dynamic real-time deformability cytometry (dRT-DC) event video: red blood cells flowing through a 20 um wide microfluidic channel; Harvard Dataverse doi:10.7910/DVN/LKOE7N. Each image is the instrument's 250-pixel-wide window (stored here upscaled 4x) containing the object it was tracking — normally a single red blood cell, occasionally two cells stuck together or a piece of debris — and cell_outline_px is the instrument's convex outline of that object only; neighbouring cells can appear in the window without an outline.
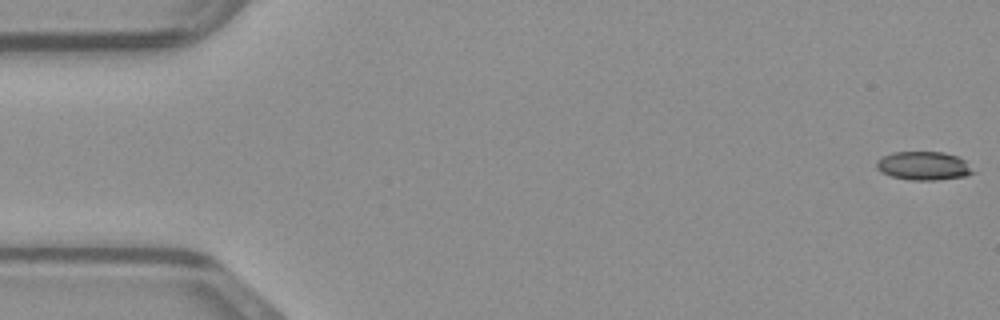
{"species": "common noctule bat (a hibernating species)", "species_latin": "Nyctalus noctula", "temperature_condition": "warm", "stored_images_in_passage": 48, "camera_frame_rate_fps": 3000, "um_per_image_px": 0.085, "animal": {"sex": "male", "body_mass_g": 23.1, "forearm_length_mm": 52.7}, "frame": {"image": 1, "passage_image": 1, "time_ms": 0.0, "image_size_px": [1000, 320], "cell_outline_px": [[976, 172], [964, 176], [932, 180], [912, 180], [892, 176], [880, 172], [876, 168], [876, 160], [892, 152], [944, 152], [956, 156], [964, 160]], "centroid_in_image_um": [78.48, 14.09], "position_along_channel_um": 6.5, "area_um2": 15.95}}
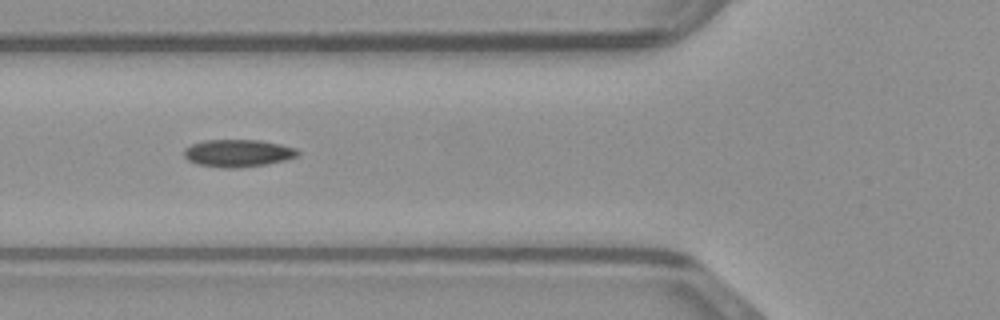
{"frame": {"image": 2, "passage_image": 18, "time_ms": 5.667, "image_size_px": [1000, 320], "cell_outline_px": [[300, 152], [296, 156], [284, 160], [268, 164], [240, 168], [220, 168], [196, 164], [188, 160], [184, 156], [184, 148], [192, 144], [204, 140], [260, 140], [280, 144], [296, 148]], "centroid_in_image_um": [20.2, 13.02], "position_along_channel_um": 105.6, "area_um2": 18.32}}
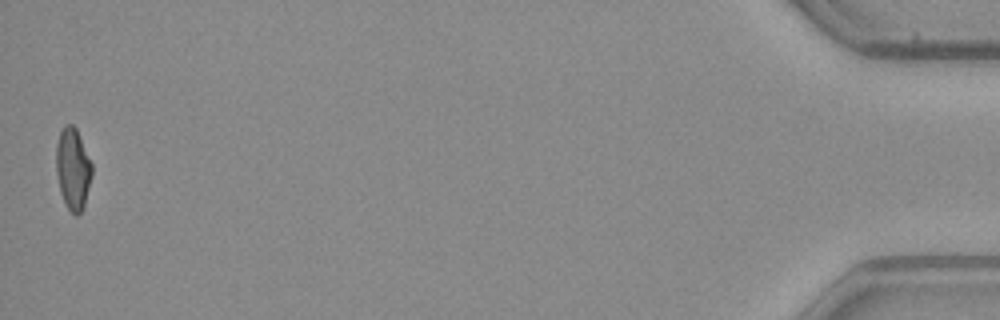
{"frame": {"image": 3, "passage_image": 48, "time_ms": 15.667, "image_size_px": [1000, 320], "cell_outline_px": [[92, 176], [84, 208], [76, 216], [68, 208], [60, 192], [56, 172], [56, 144], [60, 132], [64, 124], [72, 124], [76, 128], [92, 164]], "centroid_in_image_um": [6.2, 14.34], "position_along_channel_um": 429.0, "area_um2": 17.05}}